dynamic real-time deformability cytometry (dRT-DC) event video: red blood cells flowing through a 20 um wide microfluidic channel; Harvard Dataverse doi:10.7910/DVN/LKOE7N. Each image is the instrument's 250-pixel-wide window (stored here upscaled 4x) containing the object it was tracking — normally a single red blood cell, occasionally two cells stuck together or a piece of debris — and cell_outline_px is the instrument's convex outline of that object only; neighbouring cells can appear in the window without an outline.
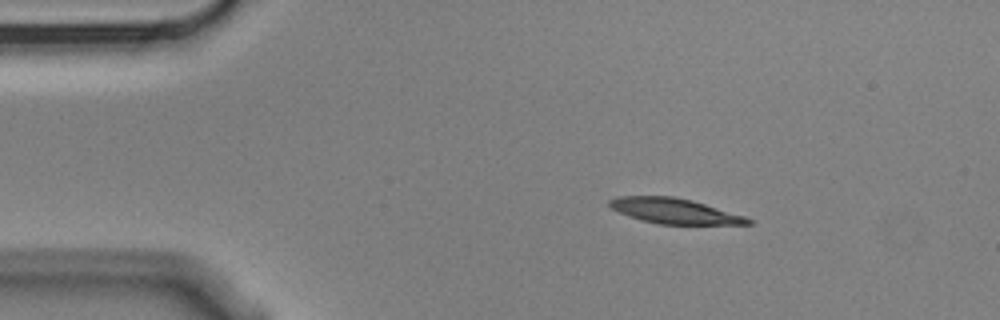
{"species": "Egyptian fruit bat (a non-hibernating species)", "species_latin": "Rousettus aegyptiacus", "temperature_condition": "cold", "stored_images_in_passage": 4, "camera_frame_rate_fps": 3000, "um_per_image_px": 0.085, "animal": {"sex": "male"}, "frame": {"image": 1, "passage_image": 2, "time_ms": 0.333, "image_size_px": [1000, 320], "cell_outline_px": [[752, 224], [660, 224], [640, 220], [628, 216], [612, 208], [608, 204], [608, 200], [620, 196], [672, 196], [692, 200], [744, 216], [752, 220]], "centroid_in_image_um": [57.3, 17.93], "position_along_channel_um": 27.7, "area_um2": 20.17}}